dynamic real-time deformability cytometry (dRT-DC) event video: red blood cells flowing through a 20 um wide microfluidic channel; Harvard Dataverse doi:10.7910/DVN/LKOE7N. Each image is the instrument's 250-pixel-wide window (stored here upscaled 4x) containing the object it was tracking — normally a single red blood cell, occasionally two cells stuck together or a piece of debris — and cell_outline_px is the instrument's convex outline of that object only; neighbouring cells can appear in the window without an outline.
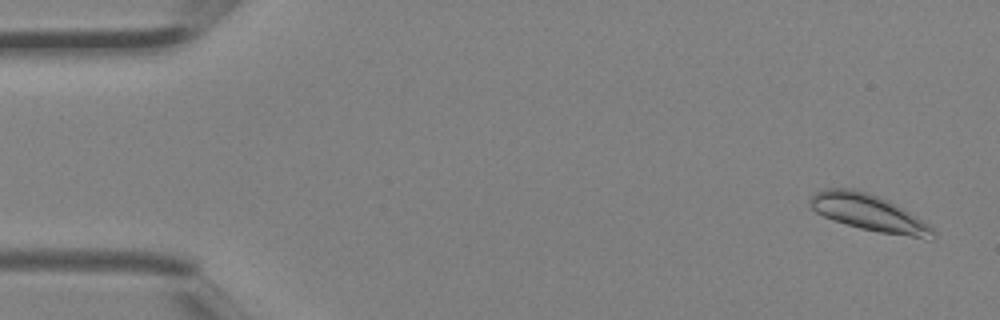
{"species": "Egyptian fruit bat (a non-hibernating species)", "species_latin": "Rousettus aegyptiacus", "temperature_condition": "room temperature", "stored_images_in_passage": 3, "camera_frame_rate_fps": 3000, "um_per_image_px": 0.085, "animal": {"sex": "female"}, "frame": {"image": 1, "passage_image": 1, "time_ms": 0.0, "image_size_px": [1000, 320], "cell_outline_px": [[936, 236], [932, 240], [928, 240], [880, 232], [860, 228], [832, 220], [816, 212], [808, 204], [808, 200], [816, 192], [824, 188], [852, 188], [868, 192], [880, 196], [904, 208], [932, 228], [936, 232]], "centroid_in_image_um": [73.86, 18.08], "position_along_channel_um": 11.1, "area_um2": 26.3}}
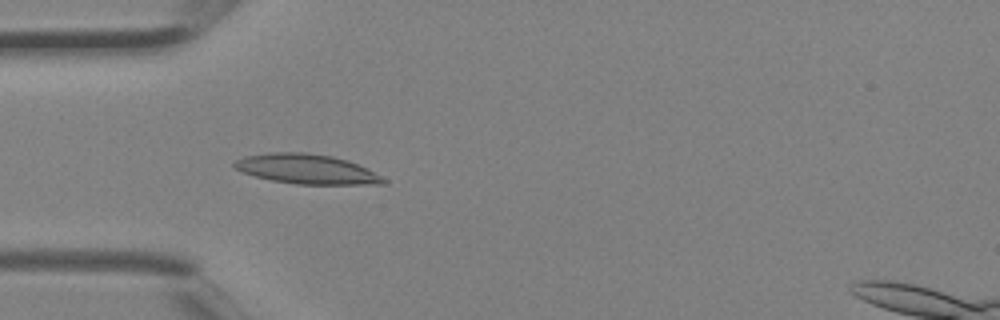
{"frame": {"image": 2, "passage_image": 3, "time_ms": 0.667, "image_size_px": [1000, 320], "cell_outline_px": [[388, 180], [384, 184], [296, 184], [272, 180], [256, 176], [244, 172], [236, 168], [232, 164], [236, 160], [244, 156], [272, 152], [304, 152], [332, 156], [348, 160]], "centroid_in_image_um": [26.05, 14.36], "position_along_channel_um": 59.0, "area_um2": 25.43}}